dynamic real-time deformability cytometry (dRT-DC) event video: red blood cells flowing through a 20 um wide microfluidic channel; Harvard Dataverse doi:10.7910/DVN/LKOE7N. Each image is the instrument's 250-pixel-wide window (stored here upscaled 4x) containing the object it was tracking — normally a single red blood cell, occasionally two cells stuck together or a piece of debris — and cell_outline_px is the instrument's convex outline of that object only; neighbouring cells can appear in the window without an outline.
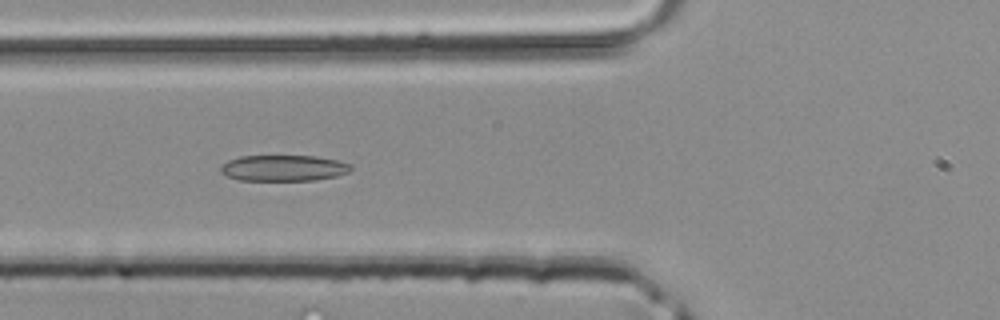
{"species": "common noctule bat (a hibernating species)", "species_latin": "Nyctalus noctula", "temperature_condition": "room temperature", "stored_images_in_passage": 43, "camera_frame_rate_fps": 3000, "um_per_image_px": 0.085, "animal": {"sex": "male", "body_mass_g": 20.4}, "frame": {"image": 1, "passage_image": 16, "time_ms": 5.0, "image_size_px": [1000, 320], "cell_outline_px": [[352, 168], [348, 172], [336, 176], [316, 180], [240, 180], [228, 176], [220, 172], [220, 168], [228, 160], [240, 156], [316, 156], [336, 160], [352, 164]], "centroid_in_image_um": [24.12, 14.28], "position_along_channel_um": 101.7, "area_um2": 19.65}}
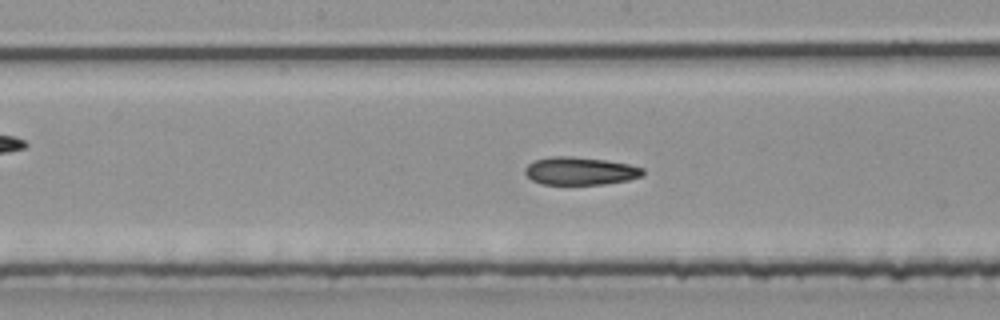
{"frame": {"image": 2, "passage_image": 22, "time_ms": 7.0, "image_size_px": [1000, 320], "cell_outline_px": [[644, 176], [628, 180], [604, 184], [540, 184], [532, 180], [524, 172], [524, 168], [532, 160], [552, 156], [572, 156], [608, 160], [628, 164], [644, 168]], "centroid_in_image_um": [49.31, 14.52], "position_along_channel_um": 198.9, "area_um2": 19.36}}
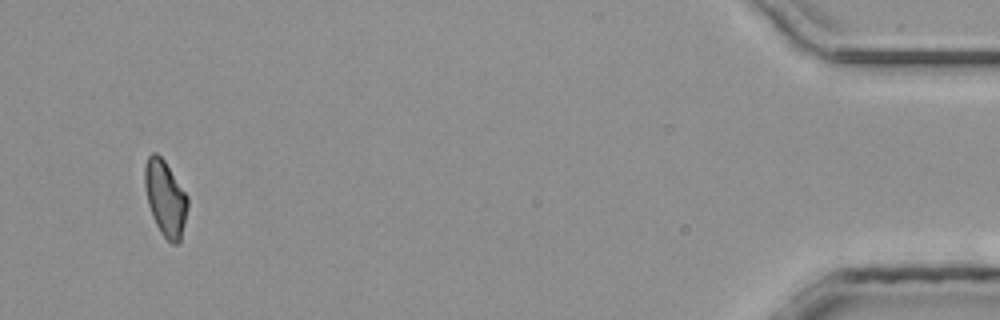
{"frame": {"image": 3, "passage_image": 41, "time_ms": 13.333, "image_size_px": [1000, 320], "cell_outline_px": [[188, 204], [184, 224], [180, 240], [176, 244], [172, 244], [160, 232], [152, 216], [148, 204], [144, 188], [144, 164], [148, 156], [152, 152], [156, 152], [164, 160], [188, 196]], "centroid_in_image_um": [14.03, 16.82], "position_along_channel_um": 421.2, "area_um2": 18.9}}